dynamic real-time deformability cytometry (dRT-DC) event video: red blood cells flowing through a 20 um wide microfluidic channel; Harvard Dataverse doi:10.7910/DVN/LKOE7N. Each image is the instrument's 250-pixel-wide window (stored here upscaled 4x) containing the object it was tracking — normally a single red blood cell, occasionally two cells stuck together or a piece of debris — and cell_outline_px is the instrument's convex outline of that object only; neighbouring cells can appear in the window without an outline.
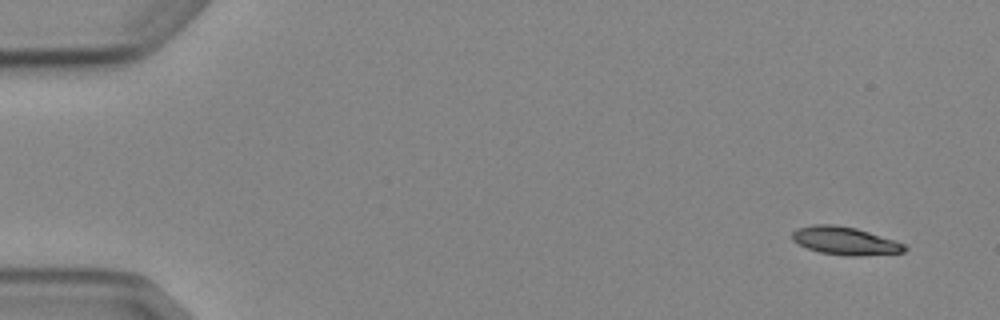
{"species": "Egyptian fruit bat (a non-hibernating species)", "species_latin": "Rousettus aegyptiacus", "temperature_condition": "cold", "stored_images_in_passage": 6, "camera_frame_rate_fps": 3000, "um_per_image_px": 0.085, "animal": {"sex": "female"}, "frame": {"image": 1, "passage_image": 1, "time_ms": 0.0, "image_size_px": [1000, 320], "cell_outline_px": [[908, 248], [904, 252], [860, 256], [848, 256], [820, 252], [808, 248], [792, 240], [792, 232], [796, 228], [812, 224], [836, 224], [856, 228], [904, 244]], "centroid_in_image_um": [71.79, 20.46], "position_along_channel_um": 13.2, "area_um2": 18.21}}
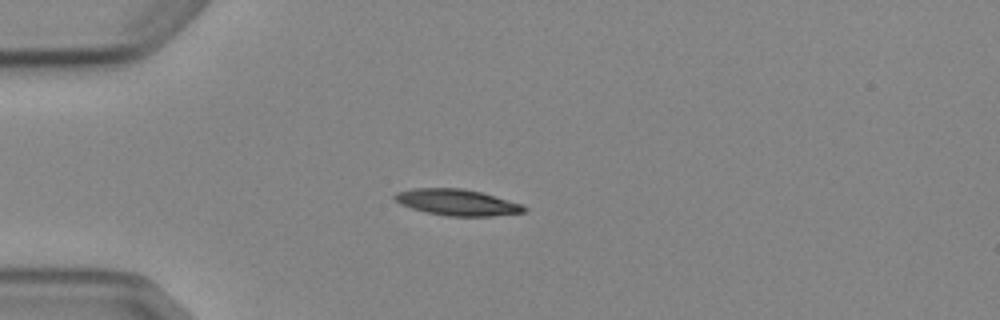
{"frame": {"image": 2, "passage_image": 4, "time_ms": 3.667, "image_size_px": [1000, 320], "cell_outline_px": [[528, 208], [524, 212], [492, 216], [448, 216], [428, 212], [412, 208], [400, 204], [392, 196], [396, 192], [412, 188], [464, 188], [480, 192], [524, 204]], "centroid_in_image_um": [38.87, 17.19], "position_along_channel_um": 46.1, "area_um2": 19.77}}
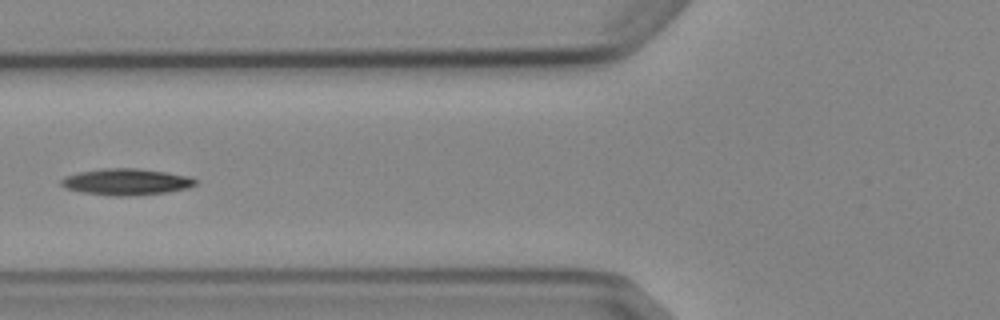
{"frame": {"image": 3, "passage_image": 6, "time_ms": 6.0, "image_size_px": [1000, 320], "cell_outline_px": [[196, 184], [188, 188], [164, 192], [128, 196], [112, 196], [80, 192], [64, 188], [60, 184], [60, 180], [64, 176], [80, 172], [104, 168], [136, 168], [192, 176], [196, 180]], "centroid_in_image_um": [10.69, 15.46], "position_along_channel_um": 115.1, "area_um2": 20.69}}